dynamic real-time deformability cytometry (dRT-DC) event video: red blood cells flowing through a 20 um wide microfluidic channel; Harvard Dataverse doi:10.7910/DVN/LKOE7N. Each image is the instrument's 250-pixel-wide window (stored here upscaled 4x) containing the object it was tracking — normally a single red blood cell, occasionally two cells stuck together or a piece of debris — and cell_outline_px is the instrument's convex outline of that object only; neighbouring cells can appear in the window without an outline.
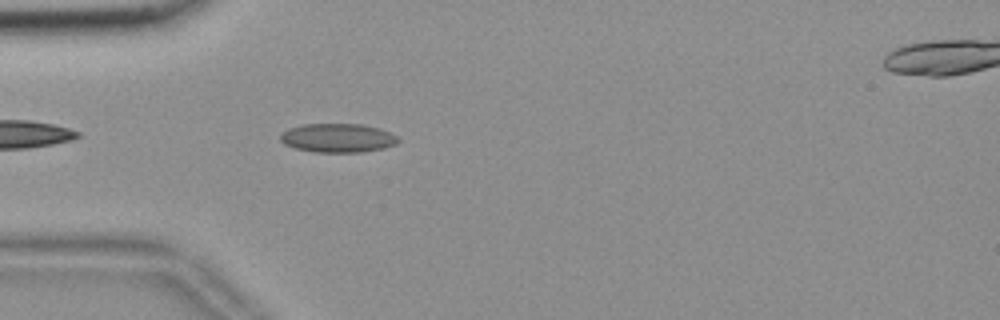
{"species": "common noctule bat (a hibernating species)", "species_latin": "Nyctalus noctula", "temperature_condition": "room temperature", "stored_images_in_passage": 43, "camera_frame_rate_fps": 3000, "um_per_image_px": 0.085, "animal": {"sex": "female", "body_mass_g": 18.4}, "frame": {"image": 1, "passage_image": 4, "time_ms": 1.0, "image_size_px": [1000, 320], "cell_outline_px": [[400, 140], [396, 144], [384, 148], [360, 152], [312, 152], [296, 148], [284, 144], [280, 140], [280, 136], [288, 128], [304, 124], [360, 124], [380, 128], [392, 132]], "centroid_in_image_um": [28.73, 11.72], "position_along_channel_um": 56.3, "area_um2": 19.88}}
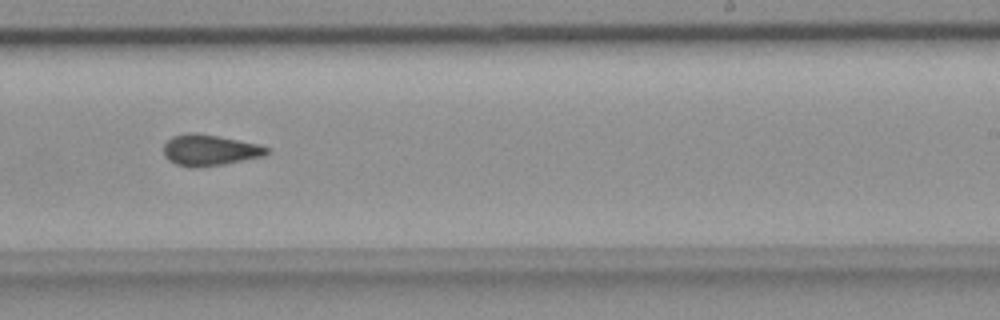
{"frame": {"image": 2, "passage_image": 22, "time_ms": 7.0, "image_size_px": [1000, 320], "cell_outline_px": [[268, 152], [264, 156], [224, 164], [196, 168], [192, 168], [176, 164], [168, 160], [164, 156], [164, 144], [172, 136], [188, 132], [196, 132], [260, 144], [268, 148]], "centroid_in_image_um": [17.8, 12.76], "position_along_channel_um": 271.2, "area_um2": 18.79}}
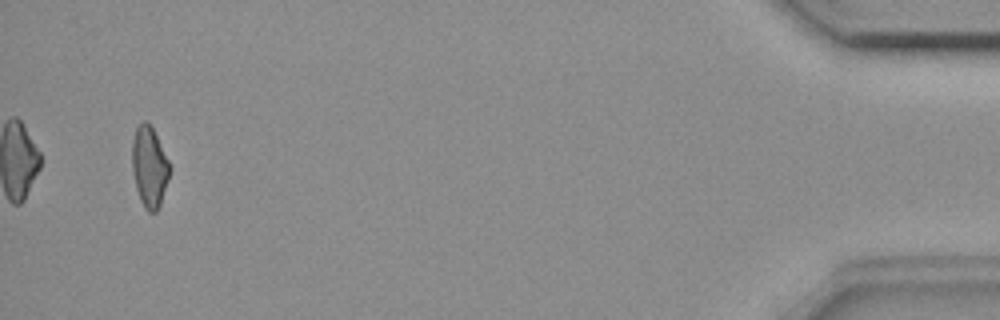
{"frame": {"image": 3, "passage_image": 41, "time_ms": 13.333, "image_size_px": [1000, 320], "cell_outline_px": [[168, 180], [160, 204], [156, 212], [148, 212], [144, 208], [140, 200], [136, 188], [132, 172], [132, 140], [136, 128], [144, 120], [148, 120], [168, 160]], "centroid_in_image_um": [12.66, 14.19], "position_along_channel_um": 422.5, "area_um2": 17.4}, "authors_computed_cell_mechanics": {"area_um2": 18.3804, "velocity_mm_per_s": 3.678, "shape_relaxation_time_tau1_ms": null, "shape_relaxation_time_tau2_ms": 3.258, "deformation_change_tau1": null, "deformation_change_tau2": 0.0914}}